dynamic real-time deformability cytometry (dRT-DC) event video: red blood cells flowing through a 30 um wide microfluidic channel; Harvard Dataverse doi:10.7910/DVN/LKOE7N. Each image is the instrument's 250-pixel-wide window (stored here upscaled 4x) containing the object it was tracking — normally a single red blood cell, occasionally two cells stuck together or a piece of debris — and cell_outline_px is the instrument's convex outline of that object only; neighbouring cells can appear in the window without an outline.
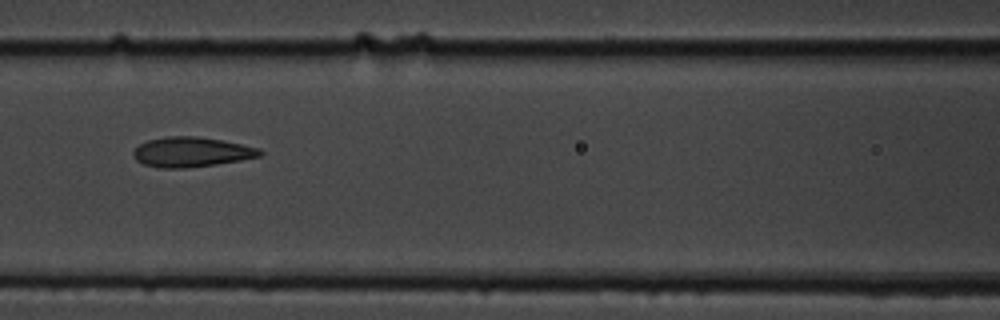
{"species": "common noctule bat (a hibernating species)", "species_latin": "Nyctalus noctula", "temperature_condition": "cold", "stored_images_in_passage": 11, "camera_frame_rate_fps": 3000, "um_per_image_px": 0.085, "animal": {"sex": "male", "body_mass_g": 19.5, "forearm_length_mm": 54.6}, "frame": {"image": 1, "passage_image": 4, "time_ms": 3.333, "image_size_px": [1000, 320], "cell_outline_px": [[264, 152], [260, 156], [240, 160], [216, 164], [184, 168], [160, 168], [144, 164], [136, 160], [132, 152], [140, 144], [148, 140], [168, 136], [196, 136], [220, 140], [260, 148]], "centroid_in_image_um": [16.27, 12.92], "position_along_channel_um": 150.3, "area_um2": 21.85}}
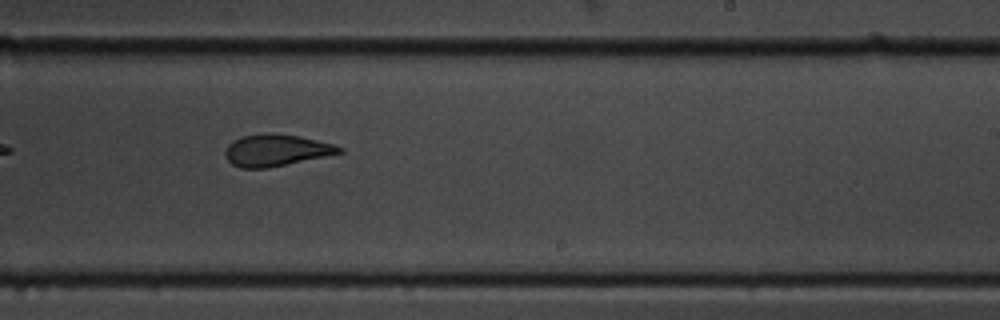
{"frame": {"image": 2, "passage_image": 7, "time_ms": 6.667, "image_size_px": [1000, 320], "cell_outline_px": [[344, 152], [268, 168], [240, 168], [232, 164], [228, 160], [224, 152], [228, 144], [232, 140], [240, 136], [300, 136], [332, 144], [344, 148]], "centroid_in_image_um": [23.46, 12.82], "position_along_channel_um": 265.5, "area_um2": 20.29}}
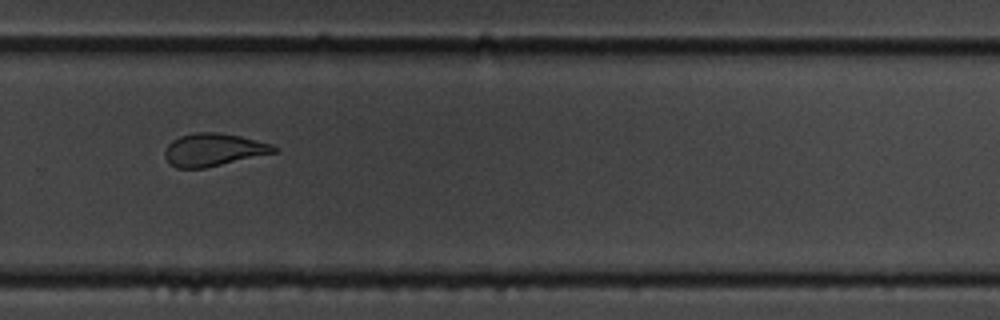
{"frame": {"image": 3, "passage_image": 8, "time_ms": 8.0, "image_size_px": [1000, 320], "cell_outline_px": [[280, 152], [204, 168], [176, 168], [164, 156], [164, 152], [168, 144], [172, 140], [180, 136], [196, 132], [216, 132], [240, 136], [272, 144], [280, 148]], "centroid_in_image_um": [18.2, 12.73], "position_along_channel_um": 311.6, "area_um2": 20.92}}